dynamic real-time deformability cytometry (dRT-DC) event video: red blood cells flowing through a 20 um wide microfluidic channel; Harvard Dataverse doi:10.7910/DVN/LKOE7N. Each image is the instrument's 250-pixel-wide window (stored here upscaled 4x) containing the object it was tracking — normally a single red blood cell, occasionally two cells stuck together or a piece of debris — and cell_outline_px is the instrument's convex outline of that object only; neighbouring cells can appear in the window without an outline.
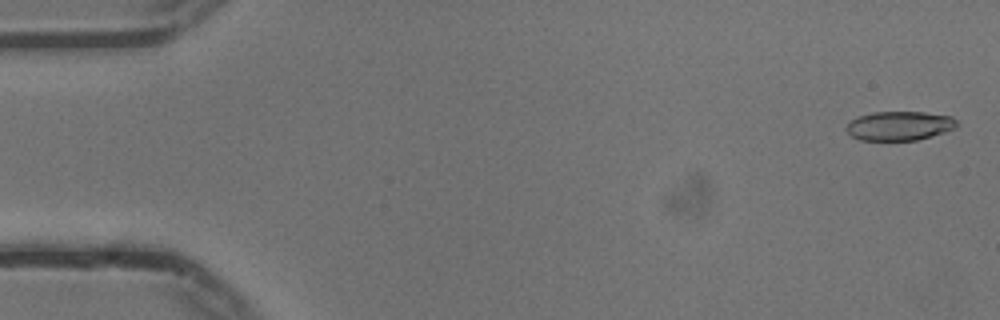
{"species": "common noctule bat (a hibernating species)", "species_latin": "Nyctalus noctula", "temperature_condition": "cold", "stored_images_in_passage": 55, "camera_frame_rate_fps": 3000, "um_per_image_px": 0.085, "animal": {"sex": "male", "body_mass_g": 13.3}, "frame": {"image": 1, "passage_image": 2, "time_ms": 0.333, "image_size_px": [1000, 320], "cell_outline_px": [[960, 124], [956, 128], [932, 136], [916, 140], [860, 140], [852, 136], [844, 128], [852, 120], [860, 116], [872, 112], [924, 112], [952, 116]], "centroid_in_image_um": [76.49, 10.69], "position_along_channel_um": 8.5, "area_um2": 18.79}}
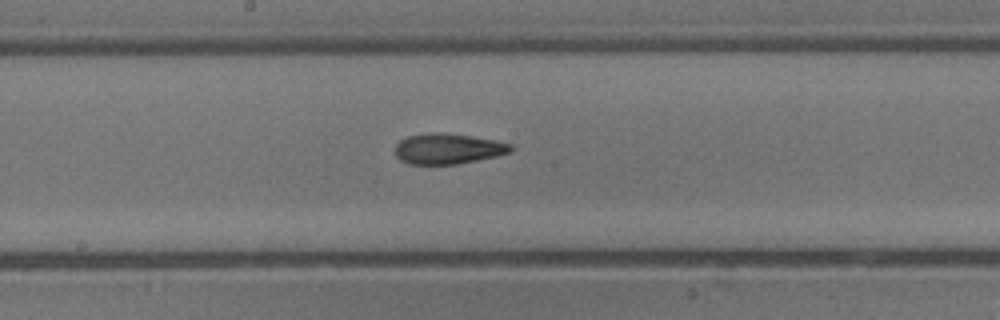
{"frame": {"image": 2, "passage_image": 29, "time_ms": 9.333, "image_size_px": [1000, 320], "cell_outline_px": [[512, 152], [496, 156], [456, 164], [408, 164], [400, 160], [396, 156], [396, 144], [400, 140], [408, 136], [428, 132], [444, 132], [472, 136], [496, 140], [512, 144]], "centroid_in_image_um": [38.08, 12.63], "position_along_channel_um": 210.1, "area_um2": 20.69}}
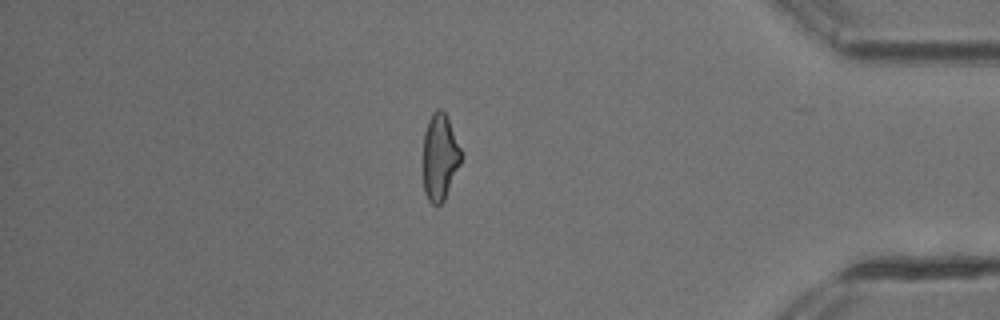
{"frame": {"image": 3, "passage_image": 47, "time_ms": 15.333, "image_size_px": [1000, 320], "cell_outline_px": [[460, 164], [444, 200], [440, 204], [432, 204], [428, 200], [424, 192], [424, 132], [428, 120], [432, 112], [436, 108], [440, 108], [444, 112], [448, 120], [460, 148]], "centroid_in_image_um": [37.36, 13.34], "position_along_channel_um": 397.8, "area_um2": 18.73}, "authors_computed_cell_mechanics": {"area_um2": 20.1722, "velocity_mm_per_s": 3.7454, "shape_relaxation_time_tau1_ms": 10.6704, "shape_relaxation_time_tau2_ms": 3.0891, "deformation_change_tau1": 0.236, "deformation_change_tau2": 0.1107}}